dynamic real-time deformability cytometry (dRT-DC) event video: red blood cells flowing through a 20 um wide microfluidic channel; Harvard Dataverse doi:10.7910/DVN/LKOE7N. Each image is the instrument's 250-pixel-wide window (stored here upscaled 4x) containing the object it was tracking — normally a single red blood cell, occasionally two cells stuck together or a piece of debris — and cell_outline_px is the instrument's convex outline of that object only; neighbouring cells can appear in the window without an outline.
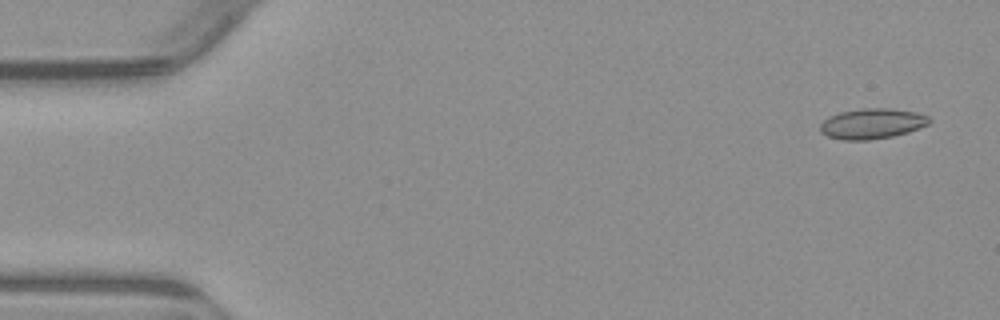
{"species": "common noctule bat (a hibernating species)", "species_latin": "Nyctalus noctula", "temperature_condition": "warm", "stored_images_in_passage": 7, "camera_frame_rate_fps": 3000, "um_per_image_px": 0.085, "animal": {"sex": "male", "body_mass_g": 23.1, "forearm_length_mm": 52.7}, "frame": {"image": 1, "passage_image": 1, "time_ms": 0.0, "image_size_px": [1000, 320], "cell_outline_px": [[932, 120], [928, 124], [908, 132], [892, 136], [868, 140], [844, 140], [828, 136], [820, 132], [820, 124], [828, 116], [840, 112], [864, 108], [892, 108], [916, 112], [928, 116]], "centroid_in_image_um": [74.12, 10.5], "position_along_channel_um": 10.9, "area_um2": 19.31}}
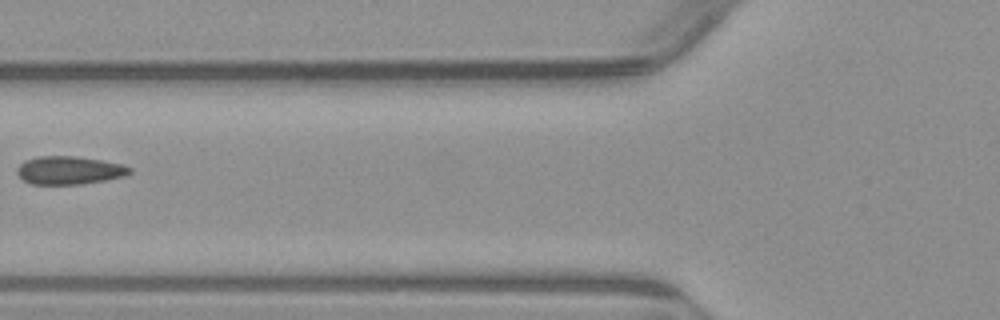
{"frame": {"image": 2, "passage_image": 6, "time_ms": 6.0, "image_size_px": [1000, 320], "cell_outline_px": [[132, 172], [124, 176], [104, 180], [80, 184], [32, 184], [24, 180], [16, 172], [16, 168], [24, 160], [36, 156], [76, 156], [124, 164], [132, 168]], "centroid_in_image_um": [5.88, 14.46], "position_along_channel_um": 119.9, "area_um2": 18.5}}
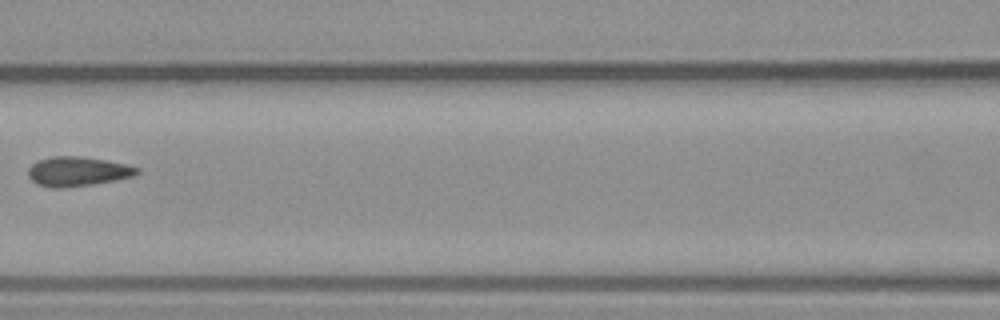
{"frame": {"image": 3, "passage_image": 7, "time_ms": 7.0, "image_size_px": [1000, 320], "cell_outline_px": [[140, 172], [132, 176], [92, 184], [64, 188], [52, 188], [36, 184], [28, 176], [28, 168], [36, 160], [52, 156], [84, 156], [108, 160], [140, 168]], "centroid_in_image_um": [6.55, 14.56], "position_along_channel_um": 160.0, "area_um2": 18.79}}